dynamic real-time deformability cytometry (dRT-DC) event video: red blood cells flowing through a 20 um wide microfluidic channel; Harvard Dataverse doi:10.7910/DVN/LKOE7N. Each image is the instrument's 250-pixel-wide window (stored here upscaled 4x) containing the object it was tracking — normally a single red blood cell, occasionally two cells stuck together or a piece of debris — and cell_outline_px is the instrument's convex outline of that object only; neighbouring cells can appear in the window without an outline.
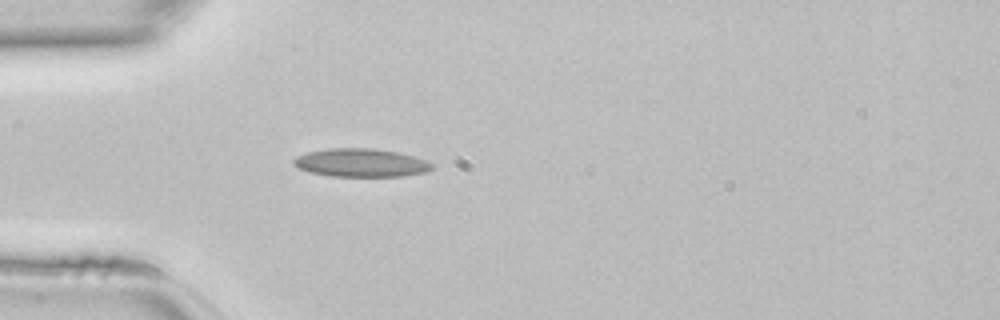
{"species": "common noctule bat (a hibernating species)", "species_latin": "Nyctalus noctula", "temperature_condition": "room temperature", "stored_images_in_passage": 33, "camera_frame_rate_fps": 3000, "um_per_image_px": 0.085, "animal": {"sex": "female", "body_mass_g": 22.7, "forearm_length_mm": 54.2}, "frame": {"image": 1, "passage_image": 1, "time_ms": 0.0, "image_size_px": [1000, 320], "cell_outline_px": [[432, 168], [424, 172], [404, 176], [328, 176], [308, 172], [292, 164], [292, 160], [296, 156], [308, 152], [328, 148], [372, 148], [396, 152], [412, 156], [424, 160], [432, 164]], "centroid_in_image_um": [30.61, 13.83], "position_along_channel_um": 54.4, "area_um2": 22.66}}
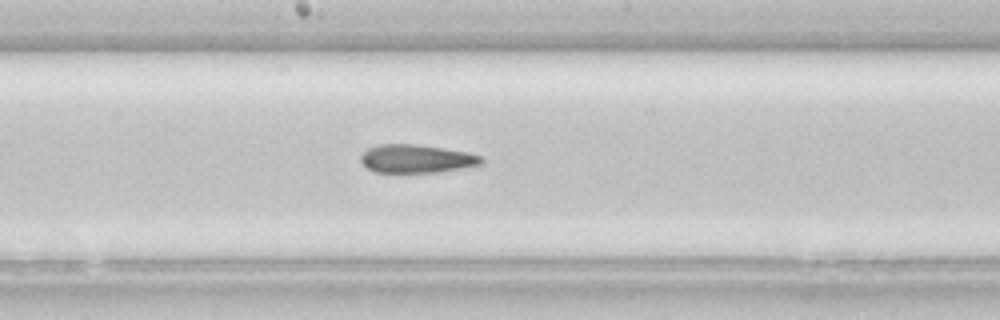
{"frame": {"image": 2, "passage_image": 12, "time_ms": 3.667, "image_size_px": [1000, 320], "cell_outline_px": [[484, 164], [436, 172], [376, 172], [368, 168], [360, 160], [360, 156], [368, 148], [376, 144], [416, 144], [468, 152], [484, 156]], "centroid_in_image_um": [35.43, 13.48], "position_along_channel_um": 212.8, "area_um2": 19.88}}
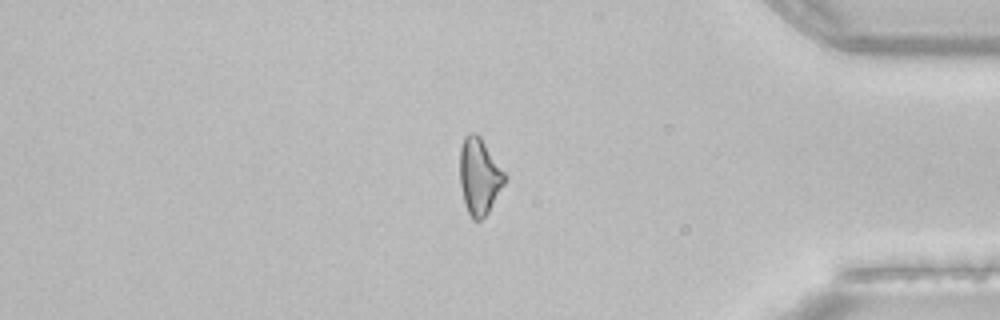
{"frame": {"image": 3, "passage_image": 26, "time_ms": 8.333, "image_size_px": [1000, 320], "cell_outline_px": [[508, 180], [488, 212], [480, 220], [472, 220], [468, 212], [464, 200], [460, 184], [460, 148], [464, 136], [468, 132], [476, 132], [480, 136], [508, 176]], "centroid_in_image_um": [40.77, 14.96], "position_along_channel_um": 394.4, "area_um2": 20.23}}